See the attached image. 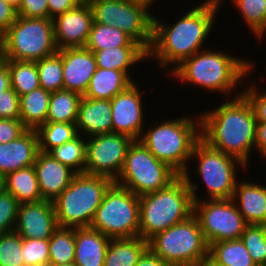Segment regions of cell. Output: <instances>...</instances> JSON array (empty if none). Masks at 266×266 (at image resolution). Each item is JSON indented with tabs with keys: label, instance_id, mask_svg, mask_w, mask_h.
<instances>
[{
	"label": "cell",
	"instance_id": "cell-14",
	"mask_svg": "<svg viewBox=\"0 0 266 266\" xmlns=\"http://www.w3.org/2000/svg\"><path fill=\"white\" fill-rule=\"evenodd\" d=\"M132 142L130 137L113 132L90 137L86 145L85 173L106 176L115 181Z\"/></svg>",
	"mask_w": 266,
	"mask_h": 266
},
{
	"label": "cell",
	"instance_id": "cell-10",
	"mask_svg": "<svg viewBox=\"0 0 266 266\" xmlns=\"http://www.w3.org/2000/svg\"><path fill=\"white\" fill-rule=\"evenodd\" d=\"M178 176L140 140H133L128 147L122 171L114 183L140 197L166 188Z\"/></svg>",
	"mask_w": 266,
	"mask_h": 266
},
{
	"label": "cell",
	"instance_id": "cell-29",
	"mask_svg": "<svg viewBox=\"0 0 266 266\" xmlns=\"http://www.w3.org/2000/svg\"><path fill=\"white\" fill-rule=\"evenodd\" d=\"M82 97L65 89L52 92L46 122L76 123Z\"/></svg>",
	"mask_w": 266,
	"mask_h": 266
},
{
	"label": "cell",
	"instance_id": "cell-9",
	"mask_svg": "<svg viewBox=\"0 0 266 266\" xmlns=\"http://www.w3.org/2000/svg\"><path fill=\"white\" fill-rule=\"evenodd\" d=\"M93 20L120 29L147 52L152 44V2L148 0H87ZM150 6V7H149Z\"/></svg>",
	"mask_w": 266,
	"mask_h": 266
},
{
	"label": "cell",
	"instance_id": "cell-25",
	"mask_svg": "<svg viewBox=\"0 0 266 266\" xmlns=\"http://www.w3.org/2000/svg\"><path fill=\"white\" fill-rule=\"evenodd\" d=\"M97 68L124 72L130 79V66L148 59V52L142 46H121L93 52Z\"/></svg>",
	"mask_w": 266,
	"mask_h": 266
},
{
	"label": "cell",
	"instance_id": "cell-50",
	"mask_svg": "<svg viewBox=\"0 0 266 266\" xmlns=\"http://www.w3.org/2000/svg\"><path fill=\"white\" fill-rule=\"evenodd\" d=\"M8 89H11L10 70L7 61L0 57V97L3 95V91Z\"/></svg>",
	"mask_w": 266,
	"mask_h": 266
},
{
	"label": "cell",
	"instance_id": "cell-45",
	"mask_svg": "<svg viewBox=\"0 0 266 266\" xmlns=\"http://www.w3.org/2000/svg\"><path fill=\"white\" fill-rule=\"evenodd\" d=\"M26 130L20 119H0V143L16 140Z\"/></svg>",
	"mask_w": 266,
	"mask_h": 266
},
{
	"label": "cell",
	"instance_id": "cell-18",
	"mask_svg": "<svg viewBox=\"0 0 266 266\" xmlns=\"http://www.w3.org/2000/svg\"><path fill=\"white\" fill-rule=\"evenodd\" d=\"M57 52L62 58L64 89L84 96L97 70L93 52L86 47L65 48Z\"/></svg>",
	"mask_w": 266,
	"mask_h": 266
},
{
	"label": "cell",
	"instance_id": "cell-39",
	"mask_svg": "<svg viewBox=\"0 0 266 266\" xmlns=\"http://www.w3.org/2000/svg\"><path fill=\"white\" fill-rule=\"evenodd\" d=\"M257 266H266V241L259 225L248 224L240 237Z\"/></svg>",
	"mask_w": 266,
	"mask_h": 266
},
{
	"label": "cell",
	"instance_id": "cell-30",
	"mask_svg": "<svg viewBox=\"0 0 266 266\" xmlns=\"http://www.w3.org/2000/svg\"><path fill=\"white\" fill-rule=\"evenodd\" d=\"M209 256L221 266H257L241 239L212 243Z\"/></svg>",
	"mask_w": 266,
	"mask_h": 266
},
{
	"label": "cell",
	"instance_id": "cell-44",
	"mask_svg": "<svg viewBox=\"0 0 266 266\" xmlns=\"http://www.w3.org/2000/svg\"><path fill=\"white\" fill-rule=\"evenodd\" d=\"M18 16L25 18H49V6L47 0H22L17 10Z\"/></svg>",
	"mask_w": 266,
	"mask_h": 266
},
{
	"label": "cell",
	"instance_id": "cell-12",
	"mask_svg": "<svg viewBox=\"0 0 266 266\" xmlns=\"http://www.w3.org/2000/svg\"><path fill=\"white\" fill-rule=\"evenodd\" d=\"M139 196L113 183L105 192L91 228L110 239L139 236Z\"/></svg>",
	"mask_w": 266,
	"mask_h": 266
},
{
	"label": "cell",
	"instance_id": "cell-43",
	"mask_svg": "<svg viewBox=\"0 0 266 266\" xmlns=\"http://www.w3.org/2000/svg\"><path fill=\"white\" fill-rule=\"evenodd\" d=\"M19 95L11 88L0 97V119H19Z\"/></svg>",
	"mask_w": 266,
	"mask_h": 266
},
{
	"label": "cell",
	"instance_id": "cell-8",
	"mask_svg": "<svg viewBox=\"0 0 266 266\" xmlns=\"http://www.w3.org/2000/svg\"><path fill=\"white\" fill-rule=\"evenodd\" d=\"M148 248L169 266H195L209 255V245L194 214L156 234L148 241Z\"/></svg>",
	"mask_w": 266,
	"mask_h": 266
},
{
	"label": "cell",
	"instance_id": "cell-42",
	"mask_svg": "<svg viewBox=\"0 0 266 266\" xmlns=\"http://www.w3.org/2000/svg\"><path fill=\"white\" fill-rule=\"evenodd\" d=\"M243 89L242 94L251 104L257 122H266V92H259L257 86L252 84ZM266 91V90H265Z\"/></svg>",
	"mask_w": 266,
	"mask_h": 266
},
{
	"label": "cell",
	"instance_id": "cell-20",
	"mask_svg": "<svg viewBox=\"0 0 266 266\" xmlns=\"http://www.w3.org/2000/svg\"><path fill=\"white\" fill-rule=\"evenodd\" d=\"M39 152L38 135L35 129H27L16 140L0 143V174L34 165Z\"/></svg>",
	"mask_w": 266,
	"mask_h": 266
},
{
	"label": "cell",
	"instance_id": "cell-36",
	"mask_svg": "<svg viewBox=\"0 0 266 266\" xmlns=\"http://www.w3.org/2000/svg\"><path fill=\"white\" fill-rule=\"evenodd\" d=\"M35 62L41 88L51 93L64 89L62 58L58 52Z\"/></svg>",
	"mask_w": 266,
	"mask_h": 266
},
{
	"label": "cell",
	"instance_id": "cell-55",
	"mask_svg": "<svg viewBox=\"0 0 266 266\" xmlns=\"http://www.w3.org/2000/svg\"><path fill=\"white\" fill-rule=\"evenodd\" d=\"M48 266H77L75 263L70 264H49Z\"/></svg>",
	"mask_w": 266,
	"mask_h": 266
},
{
	"label": "cell",
	"instance_id": "cell-37",
	"mask_svg": "<svg viewBox=\"0 0 266 266\" xmlns=\"http://www.w3.org/2000/svg\"><path fill=\"white\" fill-rule=\"evenodd\" d=\"M251 32L261 39L266 34V0H233Z\"/></svg>",
	"mask_w": 266,
	"mask_h": 266
},
{
	"label": "cell",
	"instance_id": "cell-33",
	"mask_svg": "<svg viewBox=\"0 0 266 266\" xmlns=\"http://www.w3.org/2000/svg\"><path fill=\"white\" fill-rule=\"evenodd\" d=\"M11 76V88L23 95L40 87L37 65L35 61L5 59Z\"/></svg>",
	"mask_w": 266,
	"mask_h": 266
},
{
	"label": "cell",
	"instance_id": "cell-7",
	"mask_svg": "<svg viewBox=\"0 0 266 266\" xmlns=\"http://www.w3.org/2000/svg\"><path fill=\"white\" fill-rule=\"evenodd\" d=\"M58 50L53 19L17 16L16 21L2 34L0 57L38 61Z\"/></svg>",
	"mask_w": 266,
	"mask_h": 266
},
{
	"label": "cell",
	"instance_id": "cell-38",
	"mask_svg": "<svg viewBox=\"0 0 266 266\" xmlns=\"http://www.w3.org/2000/svg\"><path fill=\"white\" fill-rule=\"evenodd\" d=\"M24 265L22 237L15 231L0 234V266Z\"/></svg>",
	"mask_w": 266,
	"mask_h": 266
},
{
	"label": "cell",
	"instance_id": "cell-26",
	"mask_svg": "<svg viewBox=\"0 0 266 266\" xmlns=\"http://www.w3.org/2000/svg\"><path fill=\"white\" fill-rule=\"evenodd\" d=\"M147 248L148 242L140 236L111 239L104 266H135Z\"/></svg>",
	"mask_w": 266,
	"mask_h": 266
},
{
	"label": "cell",
	"instance_id": "cell-46",
	"mask_svg": "<svg viewBox=\"0 0 266 266\" xmlns=\"http://www.w3.org/2000/svg\"><path fill=\"white\" fill-rule=\"evenodd\" d=\"M17 10L0 0V33L3 34L17 19Z\"/></svg>",
	"mask_w": 266,
	"mask_h": 266
},
{
	"label": "cell",
	"instance_id": "cell-56",
	"mask_svg": "<svg viewBox=\"0 0 266 266\" xmlns=\"http://www.w3.org/2000/svg\"><path fill=\"white\" fill-rule=\"evenodd\" d=\"M1 44H2V34L0 33V48H1Z\"/></svg>",
	"mask_w": 266,
	"mask_h": 266
},
{
	"label": "cell",
	"instance_id": "cell-6",
	"mask_svg": "<svg viewBox=\"0 0 266 266\" xmlns=\"http://www.w3.org/2000/svg\"><path fill=\"white\" fill-rule=\"evenodd\" d=\"M114 183L106 176L78 173L54 200L59 227H90L105 192Z\"/></svg>",
	"mask_w": 266,
	"mask_h": 266
},
{
	"label": "cell",
	"instance_id": "cell-32",
	"mask_svg": "<svg viewBox=\"0 0 266 266\" xmlns=\"http://www.w3.org/2000/svg\"><path fill=\"white\" fill-rule=\"evenodd\" d=\"M39 151L48 153L55 147L73 140L79 134L75 123L46 122L36 129Z\"/></svg>",
	"mask_w": 266,
	"mask_h": 266
},
{
	"label": "cell",
	"instance_id": "cell-47",
	"mask_svg": "<svg viewBox=\"0 0 266 266\" xmlns=\"http://www.w3.org/2000/svg\"><path fill=\"white\" fill-rule=\"evenodd\" d=\"M49 6V19L75 8L83 0H47Z\"/></svg>",
	"mask_w": 266,
	"mask_h": 266
},
{
	"label": "cell",
	"instance_id": "cell-31",
	"mask_svg": "<svg viewBox=\"0 0 266 266\" xmlns=\"http://www.w3.org/2000/svg\"><path fill=\"white\" fill-rule=\"evenodd\" d=\"M141 46L133 41L126 33L118 28L93 22L86 48L92 52L98 50L121 47Z\"/></svg>",
	"mask_w": 266,
	"mask_h": 266
},
{
	"label": "cell",
	"instance_id": "cell-1",
	"mask_svg": "<svg viewBox=\"0 0 266 266\" xmlns=\"http://www.w3.org/2000/svg\"><path fill=\"white\" fill-rule=\"evenodd\" d=\"M221 1L223 3V0H206L172 25L153 17L152 44L148 58H155L163 69L169 64L178 66L186 58L202 51L212 31L216 13L222 6Z\"/></svg>",
	"mask_w": 266,
	"mask_h": 266
},
{
	"label": "cell",
	"instance_id": "cell-19",
	"mask_svg": "<svg viewBox=\"0 0 266 266\" xmlns=\"http://www.w3.org/2000/svg\"><path fill=\"white\" fill-rule=\"evenodd\" d=\"M39 189L43 200L54 201L77 174L54 159L49 153L39 151L34 163Z\"/></svg>",
	"mask_w": 266,
	"mask_h": 266
},
{
	"label": "cell",
	"instance_id": "cell-49",
	"mask_svg": "<svg viewBox=\"0 0 266 266\" xmlns=\"http://www.w3.org/2000/svg\"><path fill=\"white\" fill-rule=\"evenodd\" d=\"M135 266H169L158 257L150 248H147L139 258Z\"/></svg>",
	"mask_w": 266,
	"mask_h": 266
},
{
	"label": "cell",
	"instance_id": "cell-2",
	"mask_svg": "<svg viewBox=\"0 0 266 266\" xmlns=\"http://www.w3.org/2000/svg\"><path fill=\"white\" fill-rule=\"evenodd\" d=\"M239 93L218 108L199 114L201 139L210 147L236 157L247 167L256 141L257 121L251 104Z\"/></svg>",
	"mask_w": 266,
	"mask_h": 266
},
{
	"label": "cell",
	"instance_id": "cell-4",
	"mask_svg": "<svg viewBox=\"0 0 266 266\" xmlns=\"http://www.w3.org/2000/svg\"><path fill=\"white\" fill-rule=\"evenodd\" d=\"M194 213L190 188L179 175L166 188L139 197V236L147 242Z\"/></svg>",
	"mask_w": 266,
	"mask_h": 266
},
{
	"label": "cell",
	"instance_id": "cell-22",
	"mask_svg": "<svg viewBox=\"0 0 266 266\" xmlns=\"http://www.w3.org/2000/svg\"><path fill=\"white\" fill-rule=\"evenodd\" d=\"M232 200L247 224L258 225L266 221V185L237 181Z\"/></svg>",
	"mask_w": 266,
	"mask_h": 266
},
{
	"label": "cell",
	"instance_id": "cell-53",
	"mask_svg": "<svg viewBox=\"0 0 266 266\" xmlns=\"http://www.w3.org/2000/svg\"><path fill=\"white\" fill-rule=\"evenodd\" d=\"M6 191L5 176L0 174V195Z\"/></svg>",
	"mask_w": 266,
	"mask_h": 266
},
{
	"label": "cell",
	"instance_id": "cell-11",
	"mask_svg": "<svg viewBox=\"0 0 266 266\" xmlns=\"http://www.w3.org/2000/svg\"><path fill=\"white\" fill-rule=\"evenodd\" d=\"M189 167L182 174L190 188L194 201V215L197 217L204 238L208 245L225 240L240 239L245 227L248 225L239 213L232 199H199L193 183ZM196 192V193H195Z\"/></svg>",
	"mask_w": 266,
	"mask_h": 266
},
{
	"label": "cell",
	"instance_id": "cell-28",
	"mask_svg": "<svg viewBox=\"0 0 266 266\" xmlns=\"http://www.w3.org/2000/svg\"><path fill=\"white\" fill-rule=\"evenodd\" d=\"M6 191L21 203L42 201L34 166L8 173L5 176Z\"/></svg>",
	"mask_w": 266,
	"mask_h": 266
},
{
	"label": "cell",
	"instance_id": "cell-15",
	"mask_svg": "<svg viewBox=\"0 0 266 266\" xmlns=\"http://www.w3.org/2000/svg\"><path fill=\"white\" fill-rule=\"evenodd\" d=\"M135 82L111 99L112 132L139 140L143 134L142 94Z\"/></svg>",
	"mask_w": 266,
	"mask_h": 266
},
{
	"label": "cell",
	"instance_id": "cell-3",
	"mask_svg": "<svg viewBox=\"0 0 266 266\" xmlns=\"http://www.w3.org/2000/svg\"><path fill=\"white\" fill-rule=\"evenodd\" d=\"M253 65V66H252ZM254 67L244 59L232 57V55L207 49L196 52L189 58H186L178 66L175 65L169 71L168 76H174L172 79H179L181 82H190L200 88L208 91H217L221 93L232 94L236 90L238 83L245 80L249 72ZM231 90V91H230Z\"/></svg>",
	"mask_w": 266,
	"mask_h": 266
},
{
	"label": "cell",
	"instance_id": "cell-16",
	"mask_svg": "<svg viewBox=\"0 0 266 266\" xmlns=\"http://www.w3.org/2000/svg\"><path fill=\"white\" fill-rule=\"evenodd\" d=\"M93 22V13L87 0L53 18L58 49L85 47Z\"/></svg>",
	"mask_w": 266,
	"mask_h": 266
},
{
	"label": "cell",
	"instance_id": "cell-52",
	"mask_svg": "<svg viewBox=\"0 0 266 266\" xmlns=\"http://www.w3.org/2000/svg\"><path fill=\"white\" fill-rule=\"evenodd\" d=\"M9 5L18 10L22 3V0H5Z\"/></svg>",
	"mask_w": 266,
	"mask_h": 266
},
{
	"label": "cell",
	"instance_id": "cell-17",
	"mask_svg": "<svg viewBox=\"0 0 266 266\" xmlns=\"http://www.w3.org/2000/svg\"><path fill=\"white\" fill-rule=\"evenodd\" d=\"M58 227L52 201L42 200L19 205L14 231L22 238L50 239Z\"/></svg>",
	"mask_w": 266,
	"mask_h": 266
},
{
	"label": "cell",
	"instance_id": "cell-24",
	"mask_svg": "<svg viewBox=\"0 0 266 266\" xmlns=\"http://www.w3.org/2000/svg\"><path fill=\"white\" fill-rule=\"evenodd\" d=\"M133 83L134 80H131L122 71L97 68L90 79L84 97L111 100L117 94L125 91Z\"/></svg>",
	"mask_w": 266,
	"mask_h": 266
},
{
	"label": "cell",
	"instance_id": "cell-13",
	"mask_svg": "<svg viewBox=\"0 0 266 266\" xmlns=\"http://www.w3.org/2000/svg\"><path fill=\"white\" fill-rule=\"evenodd\" d=\"M194 158L199 161L195 173L203 179L207 198L232 199L238 177L237 166L246 170V165L236 157L210 147L202 139L193 148L190 160Z\"/></svg>",
	"mask_w": 266,
	"mask_h": 266
},
{
	"label": "cell",
	"instance_id": "cell-35",
	"mask_svg": "<svg viewBox=\"0 0 266 266\" xmlns=\"http://www.w3.org/2000/svg\"><path fill=\"white\" fill-rule=\"evenodd\" d=\"M86 145L87 140L85 141L83 136L78 135L73 140L53 148L48 153L77 174L85 173Z\"/></svg>",
	"mask_w": 266,
	"mask_h": 266
},
{
	"label": "cell",
	"instance_id": "cell-27",
	"mask_svg": "<svg viewBox=\"0 0 266 266\" xmlns=\"http://www.w3.org/2000/svg\"><path fill=\"white\" fill-rule=\"evenodd\" d=\"M51 92L39 87L19 96L20 120L27 129L46 123Z\"/></svg>",
	"mask_w": 266,
	"mask_h": 266
},
{
	"label": "cell",
	"instance_id": "cell-54",
	"mask_svg": "<svg viewBox=\"0 0 266 266\" xmlns=\"http://www.w3.org/2000/svg\"><path fill=\"white\" fill-rule=\"evenodd\" d=\"M263 232L264 240L266 241V221L258 224Z\"/></svg>",
	"mask_w": 266,
	"mask_h": 266
},
{
	"label": "cell",
	"instance_id": "cell-41",
	"mask_svg": "<svg viewBox=\"0 0 266 266\" xmlns=\"http://www.w3.org/2000/svg\"><path fill=\"white\" fill-rule=\"evenodd\" d=\"M19 205L9 192L0 195V234L14 231Z\"/></svg>",
	"mask_w": 266,
	"mask_h": 266
},
{
	"label": "cell",
	"instance_id": "cell-34",
	"mask_svg": "<svg viewBox=\"0 0 266 266\" xmlns=\"http://www.w3.org/2000/svg\"><path fill=\"white\" fill-rule=\"evenodd\" d=\"M75 228L58 229L49 239V264L74 263Z\"/></svg>",
	"mask_w": 266,
	"mask_h": 266
},
{
	"label": "cell",
	"instance_id": "cell-51",
	"mask_svg": "<svg viewBox=\"0 0 266 266\" xmlns=\"http://www.w3.org/2000/svg\"><path fill=\"white\" fill-rule=\"evenodd\" d=\"M195 266H221L215 260H213L209 255L202 259Z\"/></svg>",
	"mask_w": 266,
	"mask_h": 266
},
{
	"label": "cell",
	"instance_id": "cell-40",
	"mask_svg": "<svg viewBox=\"0 0 266 266\" xmlns=\"http://www.w3.org/2000/svg\"><path fill=\"white\" fill-rule=\"evenodd\" d=\"M22 258L28 266H48L49 239L22 238Z\"/></svg>",
	"mask_w": 266,
	"mask_h": 266
},
{
	"label": "cell",
	"instance_id": "cell-5",
	"mask_svg": "<svg viewBox=\"0 0 266 266\" xmlns=\"http://www.w3.org/2000/svg\"><path fill=\"white\" fill-rule=\"evenodd\" d=\"M153 127L143 131L140 141L160 161L178 175L188 168V161L195 144L201 139V118L189 116L156 121Z\"/></svg>",
	"mask_w": 266,
	"mask_h": 266
},
{
	"label": "cell",
	"instance_id": "cell-21",
	"mask_svg": "<svg viewBox=\"0 0 266 266\" xmlns=\"http://www.w3.org/2000/svg\"><path fill=\"white\" fill-rule=\"evenodd\" d=\"M75 125L78 134L88 136L86 138L112 133L111 100L91 99L83 96Z\"/></svg>",
	"mask_w": 266,
	"mask_h": 266
},
{
	"label": "cell",
	"instance_id": "cell-48",
	"mask_svg": "<svg viewBox=\"0 0 266 266\" xmlns=\"http://www.w3.org/2000/svg\"><path fill=\"white\" fill-rule=\"evenodd\" d=\"M259 156L266 159V122H257L256 141L254 145Z\"/></svg>",
	"mask_w": 266,
	"mask_h": 266
},
{
	"label": "cell",
	"instance_id": "cell-23",
	"mask_svg": "<svg viewBox=\"0 0 266 266\" xmlns=\"http://www.w3.org/2000/svg\"><path fill=\"white\" fill-rule=\"evenodd\" d=\"M110 240L91 227L75 228L74 263L77 266H104Z\"/></svg>",
	"mask_w": 266,
	"mask_h": 266
}]
</instances>
